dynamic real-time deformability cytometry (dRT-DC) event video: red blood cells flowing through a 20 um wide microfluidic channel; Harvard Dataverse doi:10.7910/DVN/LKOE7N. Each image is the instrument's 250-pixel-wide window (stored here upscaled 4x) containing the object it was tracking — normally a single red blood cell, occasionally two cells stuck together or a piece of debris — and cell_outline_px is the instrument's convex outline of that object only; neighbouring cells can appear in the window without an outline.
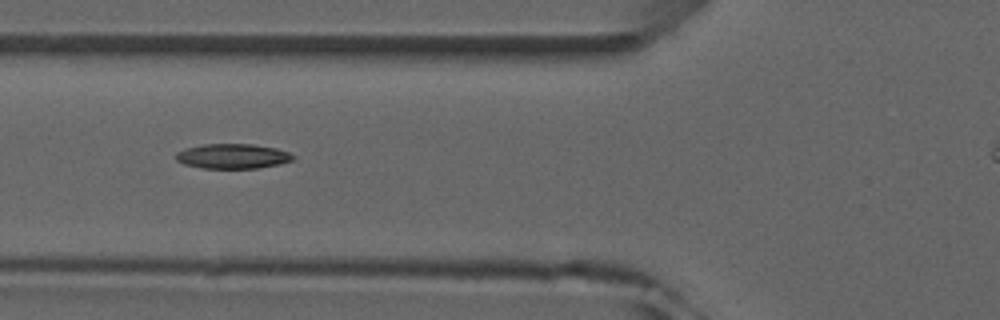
{"species": "common noctule bat (a hibernating species)", "species_latin": "Nyctalus noctula", "temperature_condition": "room temperature", "stored_images_in_passage": 7, "camera_frame_rate_fps": 3000, "um_per_image_px": 0.085, "animal": {"sex": "male", "forearm_length_mm": 52.5}, "frame": {"image": 1, "passage_image": 5, "time_ms": 5.333, "image_size_px": [1000, 320], "cell_outline_px": [[296, 156], [292, 160], [280, 164], [260, 168], [200, 168], [184, 164], [176, 160], [176, 152], [184, 148], [204, 144], [252, 144], [276, 148], [288, 152]], "centroid_in_image_um": [19.77, 13.28], "position_along_channel_um": 106.0, "area_um2": 17.05}}
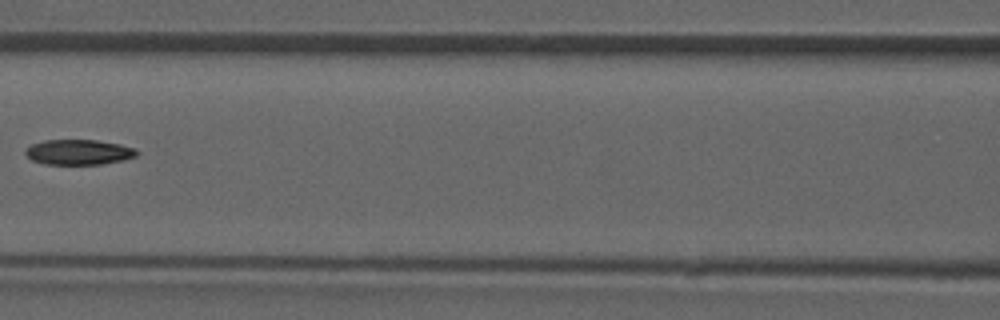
{"frame": {"image": 2, "passage_image": 6, "time_ms": 6.667, "image_size_px": [1000, 320], "cell_outline_px": [[136, 156], [120, 160], [100, 164], [44, 164], [32, 160], [24, 152], [24, 148], [32, 144], [44, 140], [96, 140], [120, 144], [132, 148], [136, 152]], "centroid_in_image_um": [6.61, 12.92], "position_along_channel_um": 160.0, "area_um2": 16.13}}